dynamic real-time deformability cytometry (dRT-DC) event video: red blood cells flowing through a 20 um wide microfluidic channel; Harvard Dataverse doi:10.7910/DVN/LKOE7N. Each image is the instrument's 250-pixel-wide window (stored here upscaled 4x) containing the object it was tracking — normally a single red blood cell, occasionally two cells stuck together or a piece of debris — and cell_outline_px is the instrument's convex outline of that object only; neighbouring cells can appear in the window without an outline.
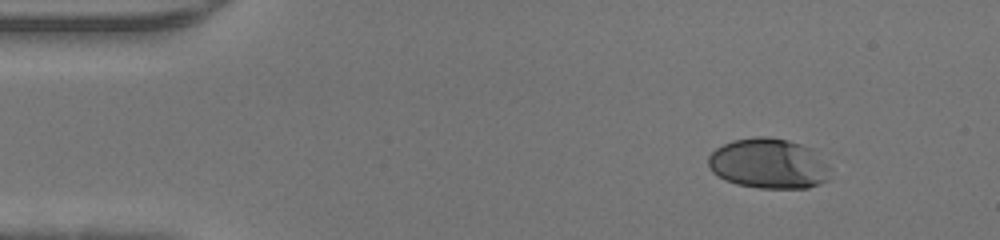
{"species": "human", "species_latin": "Homo sapiens", "temperature_condition": "warm", "stored_images_in_passage": 42, "camera_frame_rate_fps": 3000, "um_per_image_px": 0.085, "donor": {"sex": "male"}, "frame": {"image": 1, "passage_image": 1, "time_ms": 0.0, "image_size_px": [1000, 240], "cell_outline_px": [[832, 168], [828, 180], [820, 184], [808, 188], [760, 188], [736, 184], [724, 180], [716, 176], [712, 172], [708, 164], [708, 156], [716, 148], [732, 140], [756, 136], [768, 136], [788, 140], [812, 148]], "centroid_in_image_um": [65.35, 13.91], "position_along_channel_um": 19.7, "area_um2": 36.18}}
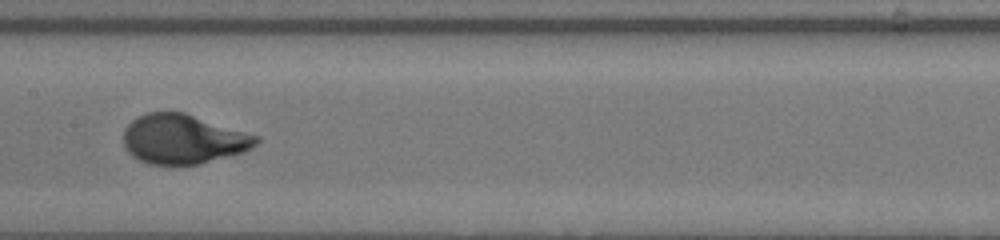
{"frame": {"image": 2, "passage_image": 19, "time_ms": 6.0, "image_size_px": [1000, 240], "cell_outline_px": [[260, 140], [252, 148], [244, 152], [200, 164], [176, 168], [172, 168], [148, 164], [132, 156], [124, 148], [124, 128], [132, 120], [148, 112], [184, 112], [260, 136]], "centroid_in_image_um": [15.57, 11.87], "position_along_channel_um": 191.8, "area_um2": 39.13}}
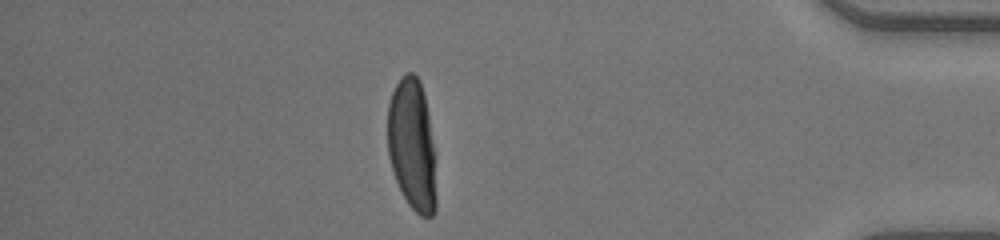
{"frame": {"image": 3, "passage_image": 36, "time_ms": 11.667, "image_size_px": [1000, 240], "cell_outline_px": [[436, 208], [432, 216], [420, 216], [408, 204], [396, 180], [388, 156], [388, 104], [392, 92], [400, 76], [408, 72], [412, 72], [420, 80], [424, 96], [428, 116], [432, 144], [436, 196]], "centroid_in_image_um": [35.0, 12.31], "position_along_channel_um": 400.2, "area_um2": 36.7}}